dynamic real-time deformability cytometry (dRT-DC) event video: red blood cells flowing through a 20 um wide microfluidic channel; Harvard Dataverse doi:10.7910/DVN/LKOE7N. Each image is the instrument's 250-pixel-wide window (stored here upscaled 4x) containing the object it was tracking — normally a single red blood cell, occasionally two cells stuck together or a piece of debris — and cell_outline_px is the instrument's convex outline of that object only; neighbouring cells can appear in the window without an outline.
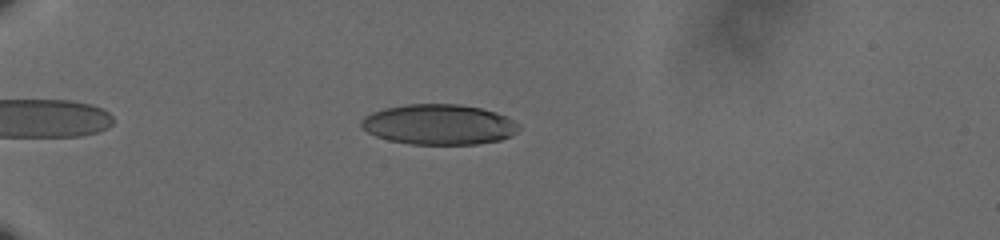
{"species": "human", "species_latin": "Homo sapiens", "temperature_condition": "cold", "stored_images_in_passage": 50, "camera_frame_rate_fps": 3000, "um_per_image_px": 0.085, "donor": {"sex": "male"}, "frame": {"image": 1, "passage_image": 9, "time_ms": 2.667, "image_size_px": [1000, 240], "cell_outline_px": [[520, 128], [512, 136], [500, 140], [476, 144], [412, 144], [388, 140], [376, 136], [360, 128], [360, 120], [364, 116], [372, 112], [384, 108], [408, 104], [460, 104], [480, 108], [496, 112], [520, 124]], "centroid_in_image_um": [37.29, 10.58], "position_along_channel_um": 47.7, "area_um2": 37.17}}
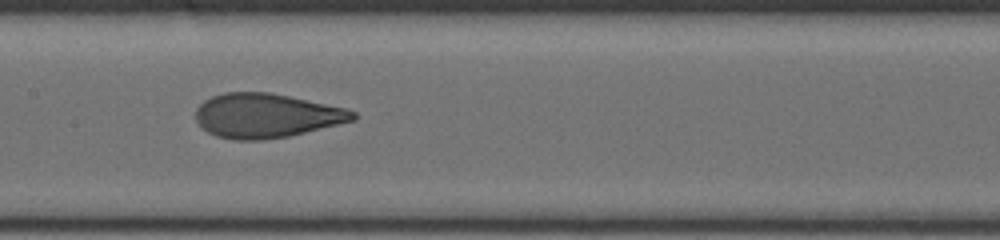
{"frame": {"image": 2, "passage_image": 24, "time_ms": 7.667, "image_size_px": [1000, 240], "cell_outline_px": [[356, 120], [288, 136], [264, 140], [232, 140], [216, 136], [200, 128], [196, 120], [196, 108], [204, 100], [212, 96], [224, 92], [268, 92], [288, 96], [344, 108], [356, 112]], "centroid_in_image_um": [22.58, 9.84], "position_along_channel_um": 184.8, "area_um2": 40.52}}
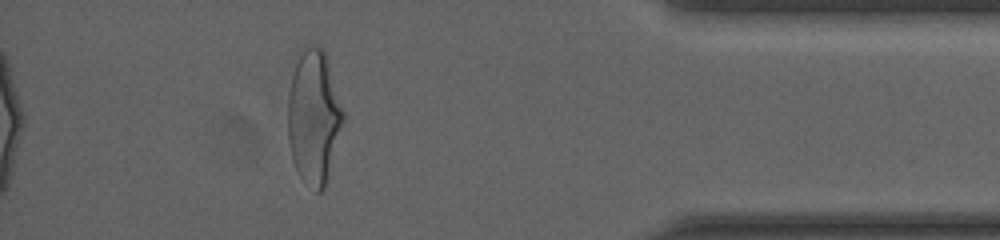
{"frame": {"image": 3, "passage_image": 45, "time_ms": 14.667, "image_size_px": [1000, 240], "cell_outline_px": [[344, 120], [324, 188], [320, 192], [316, 192], [300, 176], [292, 160], [288, 140], [288, 92], [296, 52], [304, 44], [320, 48], [324, 52], [328, 60], [344, 112]], "centroid_in_image_um": [26.64, 9.86], "position_along_channel_um": 408.6, "area_um2": 43.35}, "authors_computed_cell_mechanics": {"area_um2": 40.5756, "velocity_mm_per_s": 3.6203, "shape_relaxation_time_tau1_ms": 5.1493, "shape_relaxation_time_tau2_ms": 0.8408, "deformation_change_tau1": 0.2026, "deformation_change_tau2": 0.0824}}